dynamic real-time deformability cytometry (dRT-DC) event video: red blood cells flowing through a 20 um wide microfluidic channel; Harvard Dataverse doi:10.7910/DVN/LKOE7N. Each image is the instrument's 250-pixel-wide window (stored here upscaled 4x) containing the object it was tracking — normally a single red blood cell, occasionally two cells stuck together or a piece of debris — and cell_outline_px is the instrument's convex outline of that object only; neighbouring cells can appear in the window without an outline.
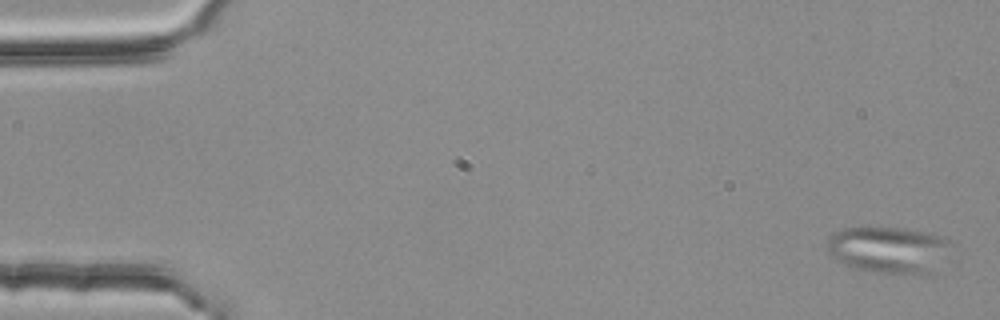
{"species": "common noctule bat (a hibernating species)", "species_latin": "Nyctalus noctula", "temperature_condition": "room temperature", "stored_images_in_passage": 4, "camera_frame_rate_fps": 3000, "um_per_image_px": 0.085, "animal": {"sex": "female", "body_mass_g": 25.1}, "frame": {"image": 1, "passage_image": 1, "time_ms": 0.0, "image_size_px": [1000, 320], "cell_outline_px": [[952, 240], [936, 276], [904, 276], [876, 272], [856, 268], [844, 264], [836, 260], [828, 252], [828, 240], [832, 232], [844, 228], [860, 224], [904, 228], [928, 232]], "centroid_in_image_um": [75.58, 21.24], "position_along_channel_um": 9.4, "area_um2": 35.55}}